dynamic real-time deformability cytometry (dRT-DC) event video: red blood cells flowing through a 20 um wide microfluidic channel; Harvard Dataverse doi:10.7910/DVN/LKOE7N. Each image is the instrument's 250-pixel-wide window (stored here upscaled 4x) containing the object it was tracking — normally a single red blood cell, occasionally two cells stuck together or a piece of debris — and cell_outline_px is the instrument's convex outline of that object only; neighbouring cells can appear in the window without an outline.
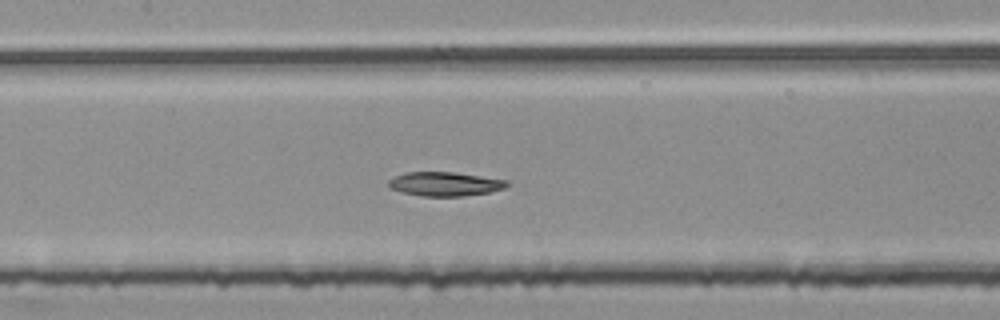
{"species": "common noctule bat (a hibernating species)", "species_latin": "Nyctalus noctula", "temperature_condition": "room temperature", "stored_images_in_passage": 52, "segment_of_instrument_passage": [2, 2], "camera_frame_rate_fps": 3000, "um_per_image_px": 0.085, "animal": {"sex": "female", "body_mass_g": 25.1}, "frame": {"image": 1, "passage_image": 25, "time_ms": 8.0, "image_size_px": [1000, 320], "cell_outline_px": [[508, 184], [504, 188], [488, 192], [464, 196], [420, 196], [404, 192], [392, 188], [388, 184], [388, 180], [396, 176], [408, 172], [452, 172], [508, 180]], "centroid_in_image_um": [37.83, 15.64], "position_along_channel_um": 169.6, "area_um2": 16.3}}
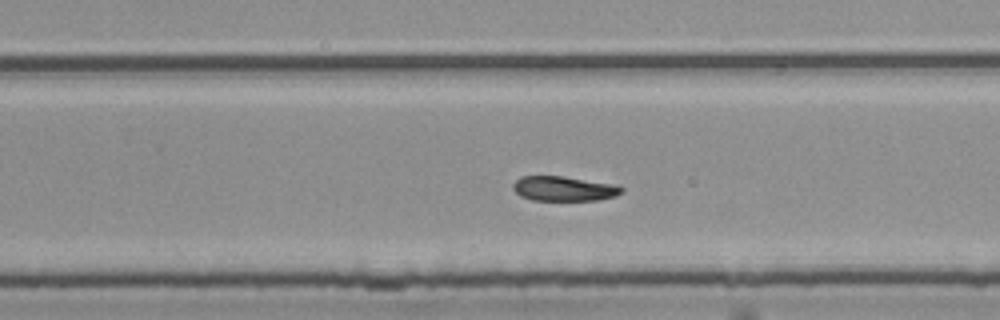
{"frame": {"image": 2, "passage_image": 34, "time_ms": 11.0, "image_size_px": [1000, 320], "cell_outline_px": [[624, 192], [616, 196], [596, 200], [532, 200], [520, 196], [512, 188], [512, 184], [520, 176], [564, 176], [616, 184], [624, 188]], "centroid_in_image_um": [47.95, 16.03], "position_along_channel_um": 281.9, "area_um2": 15.84}}
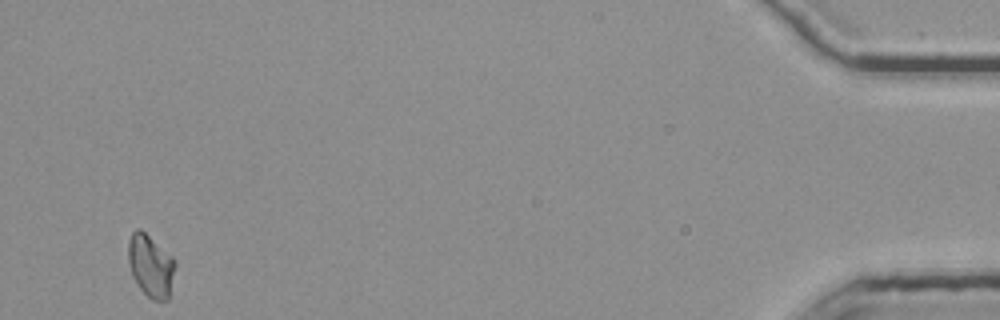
{"frame": {"image": 3, "passage_image": 52, "time_ms": 17.0, "image_size_px": [1000, 320], "cell_outline_px": [[176, 264], [168, 300], [152, 300], [140, 288], [132, 276], [128, 260], [128, 244], [132, 232], [136, 228], [140, 228], [172, 256], [176, 260]], "centroid_in_image_um": [12.81, 22.58], "position_along_channel_um": 422.4, "area_um2": 16.99}}